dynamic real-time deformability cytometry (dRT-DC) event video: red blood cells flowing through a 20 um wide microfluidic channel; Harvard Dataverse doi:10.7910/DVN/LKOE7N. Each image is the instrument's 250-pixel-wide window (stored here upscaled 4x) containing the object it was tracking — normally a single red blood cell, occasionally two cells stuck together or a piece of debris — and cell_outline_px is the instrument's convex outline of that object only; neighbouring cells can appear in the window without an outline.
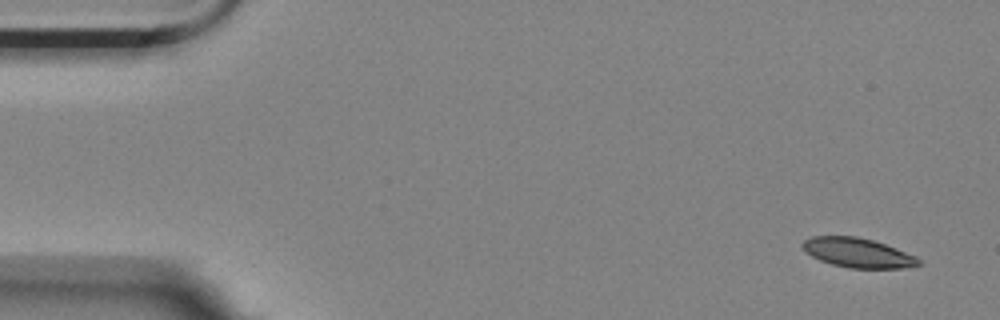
{"species": "Egyptian fruit bat (a non-hibernating species)", "species_latin": "Rousettus aegyptiacus", "temperature_condition": "room temperature", "stored_images_in_passage": 6, "segment_of_instrument_passage": [1, 2], "camera_frame_rate_fps": 3000, "um_per_image_px": 0.085, "animal": {"sex": "female"}, "frame": {"image": 1, "passage_image": 1, "time_ms": 0.0, "image_size_px": [1000, 320], "cell_outline_px": [[920, 264], [904, 268], [848, 268], [832, 264], [820, 260], [812, 256], [800, 244], [804, 240], [812, 236], [856, 236], [872, 240], [896, 248], [916, 256], [920, 260]], "centroid_in_image_um": [72.91, 21.48], "position_along_channel_um": 12.1, "area_um2": 19.77}}
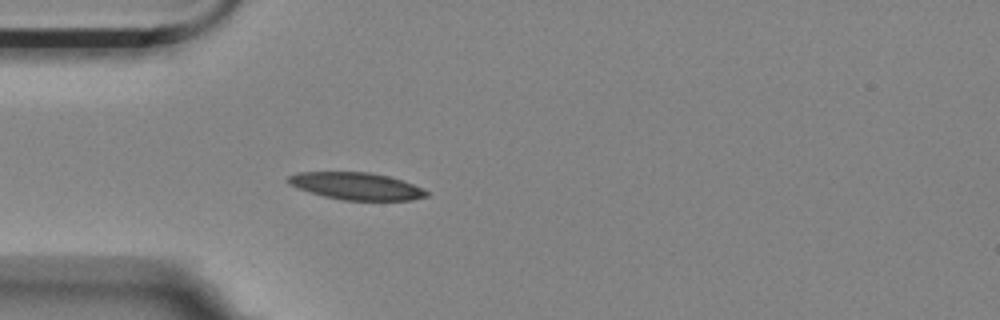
{"frame": {"image": 2, "passage_image": 5, "time_ms": 1.333, "image_size_px": [1000, 320], "cell_outline_px": [[428, 196], [412, 200], [344, 200], [324, 196], [288, 184], [284, 180], [288, 176], [300, 172], [368, 172], [388, 176], [404, 180], [428, 192]], "centroid_in_image_um": [30.28, 15.81], "position_along_channel_um": 54.7, "area_um2": 21.73}}